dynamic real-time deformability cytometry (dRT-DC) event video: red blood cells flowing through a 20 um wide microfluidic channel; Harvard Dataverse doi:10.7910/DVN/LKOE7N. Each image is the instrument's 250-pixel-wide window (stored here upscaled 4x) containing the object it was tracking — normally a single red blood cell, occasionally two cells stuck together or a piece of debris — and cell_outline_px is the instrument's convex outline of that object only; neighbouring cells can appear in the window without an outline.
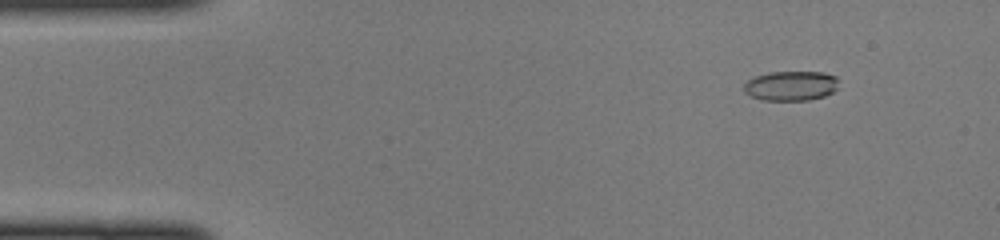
{"species": "common noctule bat (a hibernating species)", "species_latin": "Nyctalus noctula", "temperature_condition": "cold", "stored_images_in_passage": 47, "camera_frame_rate_fps": 3000, "um_per_image_px": 0.085, "animal": {"sex": "female", "body_mass_g": 22.0, "forearm_length_mm": 56.7}, "frame": {"image": 1, "passage_image": 5, "time_ms": 1.333, "image_size_px": [1000, 240], "cell_outline_px": [[836, 88], [832, 92], [824, 96], [808, 100], [764, 100], [752, 96], [744, 92], [744, 84], [748, 80], [756, 76], [768, 72], [824, 72], [836, 76]], "centroid_in_image_um": [67.21, 7.29], "position_along_channel_um": 17.8, "area_um2": 16.24}}
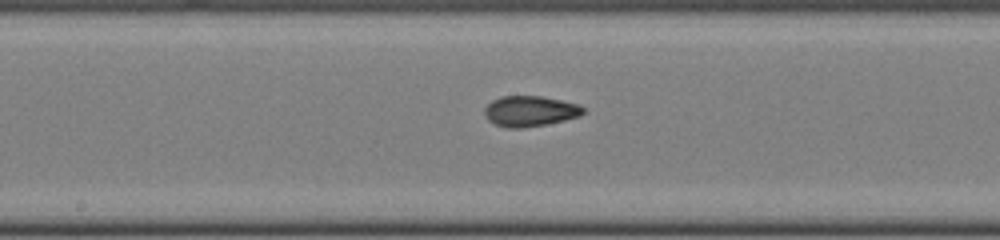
{"frame": {"image": 2, "passage_image": 24, "time_ms": 7.667, "image_size_px": [1000, 240], "cell_outline_px": [[584, 112], [580, 116], [564, 120], [524, 128], [504, 128], [488, 120], [484, 116], [484, 108], [492, 100], [500, 96], [544, 96], [580, 104], [584, 108]], "centroid_in_image_um": [45.04, 9.44], "position_along_channel_um": 203.2, "area_um2": 17.74}}
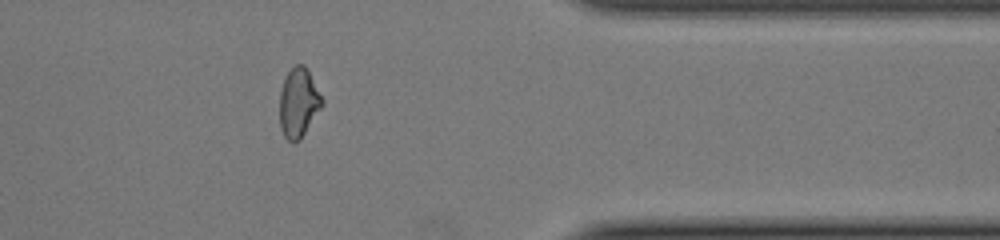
{"frame": {"image": 3, "passage_image": 38, "time_ms": 12.333, "image_size_px": [1000, 240], "cell_outline_px": [[324, 104], [300, 140], [296, 144], [292, 144], [284, 136], [280, 128], [280, 92], [284, 80], [288, 72], [296, 64], [304, 64], [324, 100]], "centroid_in_image_um": [25.38, 8.78], "position_along_channel_um": 386.0, "area_um2": 17.17}}